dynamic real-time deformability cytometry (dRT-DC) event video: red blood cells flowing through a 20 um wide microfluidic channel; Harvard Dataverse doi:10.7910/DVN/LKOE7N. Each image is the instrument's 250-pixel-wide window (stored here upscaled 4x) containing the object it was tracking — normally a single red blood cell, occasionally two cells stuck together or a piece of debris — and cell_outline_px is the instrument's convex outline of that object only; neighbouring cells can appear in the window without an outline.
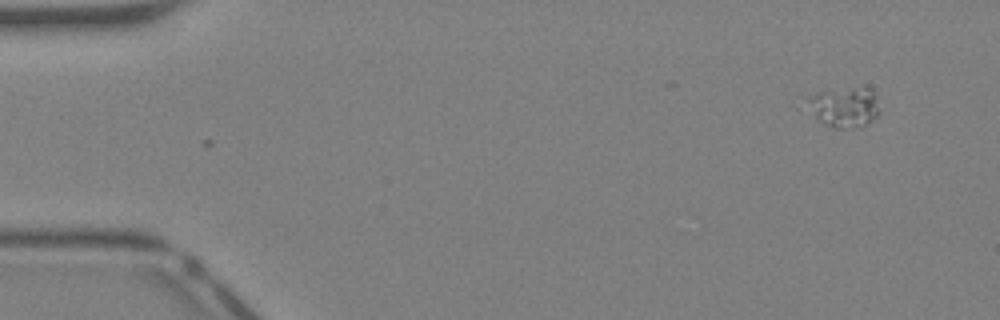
{"species": "Egyptian fruit bat (a non-hibernating species)", "species_latin": "Rousettus aegyptiacus", "temperature_condition": "warm", "stored_images_in_passage": 6, "camera_frame_rate_fps": 3000, "um_per_image_px": 0.085, "animal": {"sex": "female"}, "frame": {"image": 1, "passage_image": 6, "time_ms": 1.667, "image_size_px": [1000, 320], "cell_outline_px": [[880, 112], [872, 120], [860, 128], [832, 128], [796, 108], [792, 104], [800, 96], [816, 92], [856, 88], [872, 88], [876, 96]], "centroid_in_image_um": [71.46, 9.1], "position_along_channel_um": 13.5, "area_um2": 18.61}}